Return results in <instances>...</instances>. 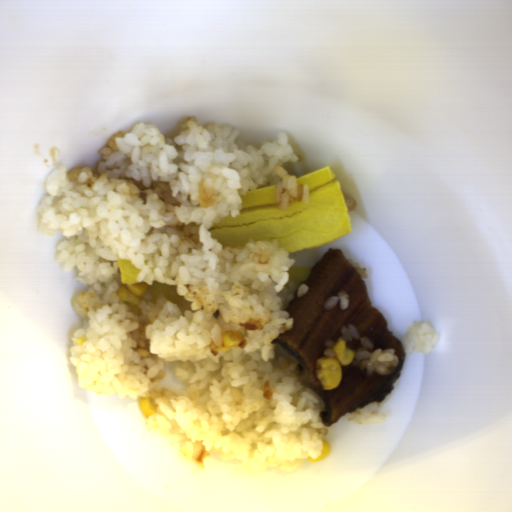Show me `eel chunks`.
I'll return each instance as SVG.
<instances>
[{
  "label": "eel chunks",
  "mask_w": 512,
  "mask_h": 512,
  "mask_svg": "<svg viewBox=\"0 0 512 512\" xmlns=\"http://www.w3.org/2000/svg\"><path fill=\"white\" fill-rule=\"evenodd\" d=\"M309 290L286 307L293 319L291 329L273 340L278 354L296 363L295 374L301 384L319 396L323 425L331 426L347 413H355L373 401L384 402L398 381L406 353L402 341L393 335L386 318L373 308L361 275L337 248H330L310 269L305 282ZM340 290L350 298L347 310L339 302L331 310L324 305ZM355 326L361 337L372 340L374 349L394 348L400 363L393 375L366 376L352 365L342 366V379L337 388L324 389L316 377V360L326 350L328 338L341 339L342 326Z\"/></svg>",
  "instance_id": "1"
}]
</instances>
